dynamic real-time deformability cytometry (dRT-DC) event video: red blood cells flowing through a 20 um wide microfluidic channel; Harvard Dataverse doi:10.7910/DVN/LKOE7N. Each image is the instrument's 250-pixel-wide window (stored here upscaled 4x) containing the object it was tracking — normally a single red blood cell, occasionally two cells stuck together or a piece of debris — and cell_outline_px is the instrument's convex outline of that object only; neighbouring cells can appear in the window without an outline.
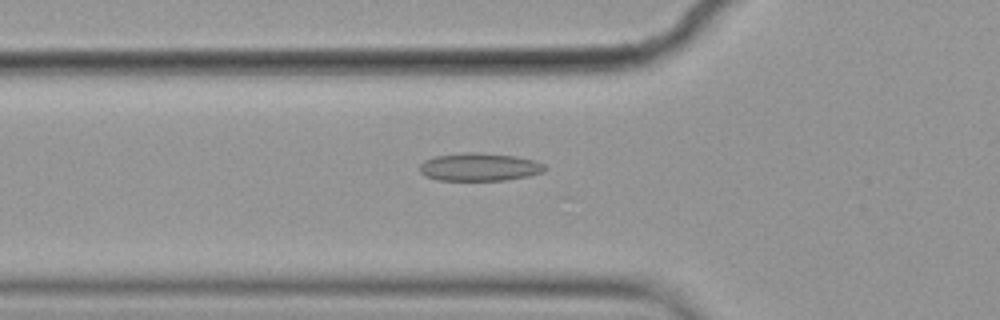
{"species": "common noctule bat (a hibernating species)", "species_latin": "Nyctalus noctula", "temperature_condition": "cold", "stored_images_in_passage": 54, "camera_frame_rate_fps": 3000, "um_per_image_px": 0.085, "animal": {"sex": "female", "body_mass_g": 19.9}, "frame": {"image": 1, "passage_image": 17, "time_ms": 5.333, "image_size_px": [1000, 320], "cell_outline_px": [[548, 168], [544, 172], [528, 176], [508, 180], [436, 180], [424, 176], [420, 172], [420, 164], [424, 160], [436, 156], [464, 152], [480, 152], [516, 156], [532, 160], [544, 164]], "centroid_in_image_um": [40.75, 14.19], "position_along_channel_um": 85.0, "area_um2": 20.58}}
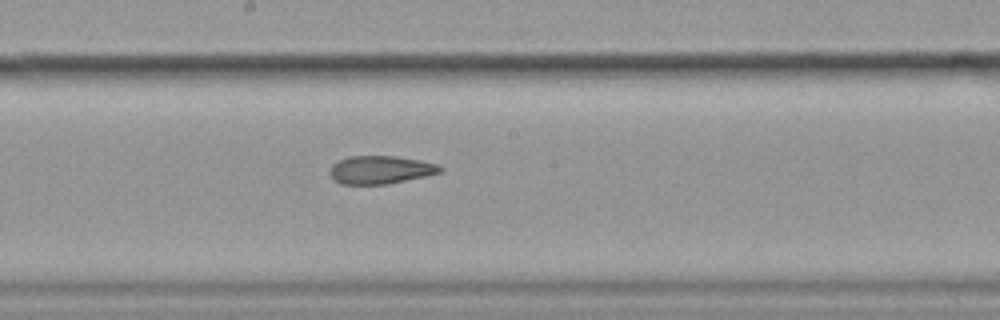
{"frame": {"image": 2, "passage_image": 28, "time_ms": 9.0, "image_size_px": [1000, 320], "cell_outline_px": [[444, 172], [388, 184], [340, 184], [332, 176], [332, 164], [348, 156], [396, 156], [420, 160], [436, 164], [444, 168]], "centroid_in_image_um": [32.4, 14.43], "position_along_channel_um": 215.8, "area_um2": 17.92}}
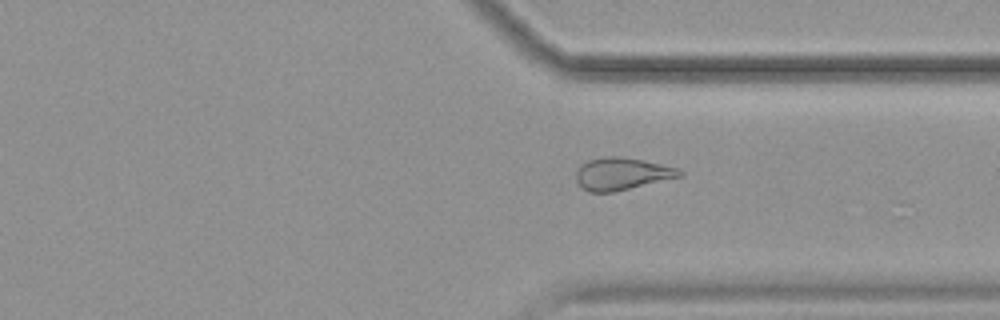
{"frame": {"image": 3, "passage_image": 40, "time_ms": 13.0, "image_size_px": [1000, 320], "cell_outline_px": [[684, 176], [616, 192], [588, 192], [576, 180], [576, 172], [580, 164], [588, 160], [604, 156], [616, 156], [644, 160], [680, 168], [684, 172]], "centroid_in_image_um": [52.91, 14.77], "position_along_channel_um": 358.5, "area_um2": 19.83}, "authors_computed_cell_mechanics": {"area_um2": 20.6924, "velocity_mm_per_s": 3.5598, "shape_relaxation_time_tau1_ms": null, "shape_relaxation_time_tau2_ms": 3.6839, "deformation_change_tau1": null, "deformation_change_tau2": 0.1194}}